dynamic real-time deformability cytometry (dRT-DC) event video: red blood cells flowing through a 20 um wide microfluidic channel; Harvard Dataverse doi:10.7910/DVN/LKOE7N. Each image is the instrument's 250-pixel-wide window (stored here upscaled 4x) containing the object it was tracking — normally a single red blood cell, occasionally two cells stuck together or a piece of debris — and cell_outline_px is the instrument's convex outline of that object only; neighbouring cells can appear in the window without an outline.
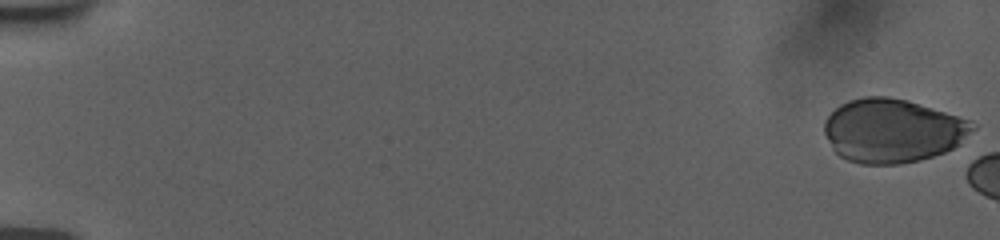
{"species": "human", "species_latin": "Homo sapiens", "temperature_condition": "room temperature", "stored_images_in_passage": 7, "camera_frame_rate_fps": 3000, "um_per_image_px": 0.085, "donor": {"sex": "female"}, "frame": {"image": 1, "passage_image": 1, "time_ms": 0.0, "image_size_px": [1000, 240], "cell_outline_px": [[976, 128], [960, 144], [944, 152], [920, 160], [900, 164], [860, 164], [848, 160], [840, 156], [832, 148], [824, 132], [824, 120], [840, 104], [848, 100], [864, 96], [888, 96], [908, 100], [972, 120], [976, 124]], "centroid_in_image_um": [75.88, 11.1], "position_along_channel_um": 9.1, "area_um2": 55.37}}